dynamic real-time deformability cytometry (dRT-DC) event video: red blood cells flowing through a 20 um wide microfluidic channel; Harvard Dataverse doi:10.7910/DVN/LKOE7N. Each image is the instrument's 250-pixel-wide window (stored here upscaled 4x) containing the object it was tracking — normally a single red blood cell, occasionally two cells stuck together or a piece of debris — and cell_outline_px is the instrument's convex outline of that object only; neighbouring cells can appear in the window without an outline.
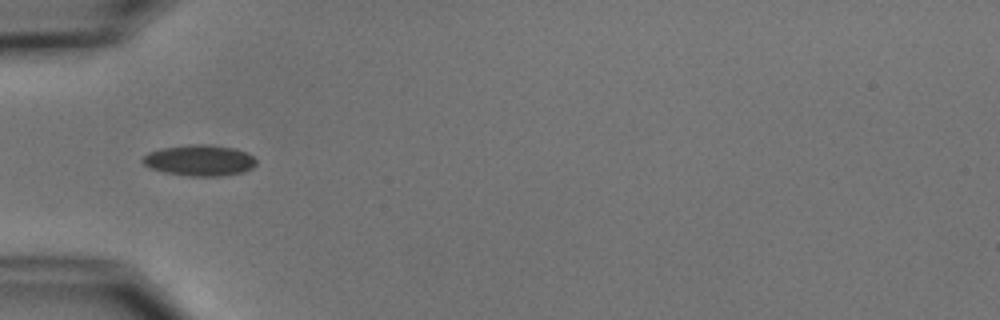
{"species": "common noctule bat (a hibernating species)", "species_latin": "Nyctalus noctula", "temperature_condition": "cold", "stored_images_in_passage": 5, "camera_frame_rate_fps": 3000, "um_per_image_px": 0.085, "animal": {"sex": "male", "body_mass_g": 15.6}, "frame": {"image": 1, "passage_image": 5, "time_ms": 5.0, "image_size_px": [1000, 320], "cell_outline_px": [[256, 164], [252, 168], [244, 172], [224, 176], [188, 176], [164, 172], [152, 168], [144, 164], [140, 160], [148, 152], [160, 148], [192, 144], [208, 144], [236, 148], [252, 156], [256, 160]], "centroid_in_image_um": [16.96, 13.63], "position_along_channel_um": 68.0, "area_um2": 20.63}}